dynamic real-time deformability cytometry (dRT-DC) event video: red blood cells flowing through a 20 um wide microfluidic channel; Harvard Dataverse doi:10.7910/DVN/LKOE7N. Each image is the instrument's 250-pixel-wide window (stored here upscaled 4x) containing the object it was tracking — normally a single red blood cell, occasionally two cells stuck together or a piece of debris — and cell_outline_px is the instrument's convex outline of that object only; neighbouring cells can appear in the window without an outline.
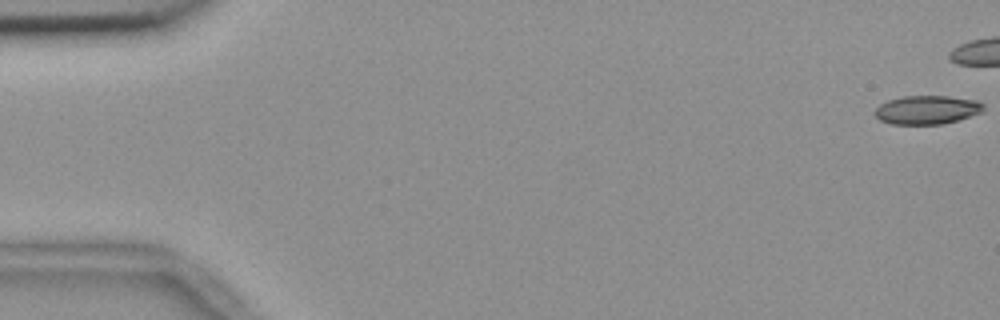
{"species": "common noctule bat (a hibernating species)", "species_latin": "Nyctalus noctula", "temperature_condition": "room temperature", "stored_images_in_passage": 44, "camera_frame_rate_fps": 3000, "um_per_image_px": 0.085, "animal": {"sex": "female", "body_mass_g": 18.4}, "frame": {"image": 1, "passage_image": 1, "time_ms": 0.0, "image_size_px": [1000, 320], "cell_outline_px": [[984, 108], [980, 112], [944, 124], [892, 124], [880, 120], [872, 112], [880, 104], [888, 100], [900, 96], [948, 96], [976, 100], [984, 104]], "centroid_in_image_um": [78.75, 9.33], "position_along_channel_um": 6.3, "area_um2": 18.09}}
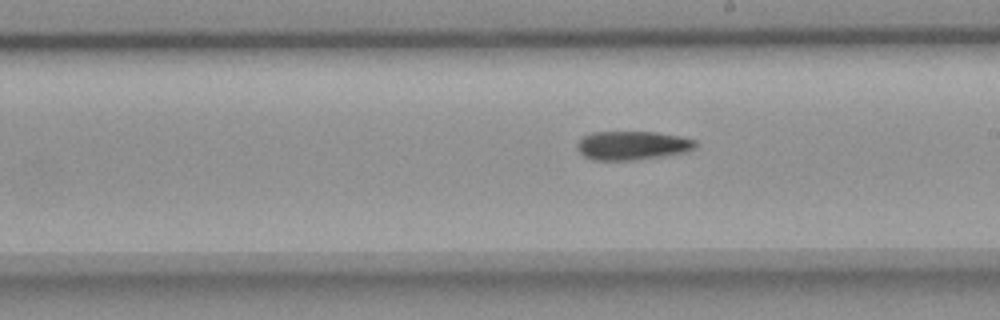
{"frame": {"image": 2, "passage_image": 32, "time_ms": 10.333, "image_size_px": [1000, 320], "cell_outline_px": [[696, 148], [688, 152], [664, 156], [636, 160], [592, 160], [584, 156], [576, 148], [576, 144], [584, 136], [592, 132], [656, 132], [680, 136], [696, 140]], "centroid_in_image_um": [53.77, 12.37], "position_along_channel_um": 235.2, "area_um2": 20.06}}
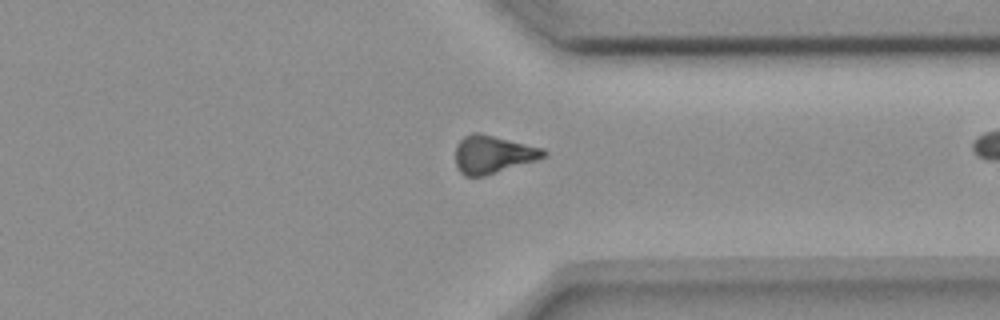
{"frame": {"image": 3, "passage_image": 43, "time_ms": 14.0, "image_size_px": [1000, 320], "cell_outline_px": [[548, 156], [536, 160], [484, 176], [464, 176], [460, 172], [456, 164], [456, 144], [464, 136], [472, 132], [480, 132], [544, 148], [548, 152]], "centroid_in_image_um": [41.91, 13.1], "position_along_channel_um": 369.5, "area_um2": 19.59}}